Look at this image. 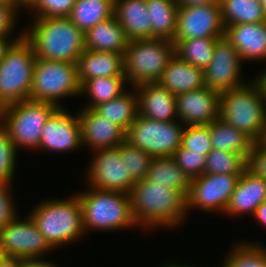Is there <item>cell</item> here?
Segmentation results:
<instances>
[{
    "label": "cell",
    "instance_id": "40",
    "mask_svg": "<svg viewBox=\"0 0 266 267\" xmlns=\"http://www.w3.org/2000/svg\"><path fill=\"white\" fill-rule=\"evenodd\" d=\"M172 157L177 166H179L190 179L201 176L204 173L207 157L204 154L191 152L187 148H178Z\"/></svg>",
    "mask_w": 266,
    "mask_h": 267
},
{
    "label": "cell",
    "instance_id": "29",
    "mask_svg": "<svg viewBox=\"0 0 266 267\" xmlns=\"http://www.w3.org/2000/svg\"><path fill=\"white\" fill-rule=\"evenodd\" d=\"M151 22V38L173 41L176 32L178 7L173 0H146Z\"/></svg>",
    "mask_w": 266,
    "mask_h": 267
},
{
    "label": "cell",
    "instance_id": "16",
    "mask_svg": "<svg viewBox=\"0 0 266 267\" xmlns=\"http://www.w3.org/2000/svg\"><path fill=\"white\" fill-rule=\"evenodd\" d=\"M64 107H58L43 127L40 144L36 150L68 153L82 147L81 126L78 113L72 115Z\"/></svg>",
    "mask_w": 266,
    "mask_h": 267
},
{
    "label": "cell",
    "instance_id": "53",
    "mask_svg": "<svg viewBox=\"0 0 266 267\" xmlns=\"http://www.w3.org/2000/svg\"><path fill=\"white\" fill-rule=\"evenodd\" d=\"M259 1L264 7V16H265V22H266V0H259Z\"/></svg>",
    "mask_w": 266,
    "mask_h": 267
},
{
    "label": "cell",
    "instance_id": "50",
    "mask_svg": "<svg viewBox=\"0 0 266 267\" xmlns=\"http://www.w3.org/2000/svg\"><path fill=\"white\" fill-rule=\"evenodd\" d=\"M0 5L11 6V7H20L17 0H0Z\"/></svg>",
    "mask_w": 266,
    "mask_h": 267
},
{
    "label": "cell",
    "instance_id": "43",
    "mask_svg": "<svg viewBox=\"0 0 266 267\" xmlns=\"http://www.w3.org/2000/svg\"><path fill=\"white\" fill-rule=\"evenodd\" d=\"M21 12V7H11L0 5V36L13 37L12 34L16 30L15 25L18 24V12Z\"/></svg>",
    "mask_w": 266,
    "mask_h": 267
},
{
    "label": "cell",
    "instance_id": "34",
    "mask_svg": "<svg viewBox=\"0 0 266 267\" xmlns=\"http://www.w3.org/2000/svg\"><path fill=\"white\" fill-rule=\"evenodd\" d=\"M226 254L222 267H265L266 246L258 242H238Z\"/></svg>",
    "mask_w": 266,
    "mask_h": 267
},
{
    "label": "cell",
    "instance_id": "44",
    "mask_svg": "<svg viewBox=\"0 0 266 267\" xmlns=\"http://www.w3.org/2000/svg\"><path fill=\"white\" fill-rule=\"evenodd\" d=\"M178 8L220 4V0H173Z\"/></svg>",
    "mask_w": 266,
    "mask_h": 267
},
{
    "label": "cell",
    "instance_id": "13",
    "mask_svg": "<svg viewBox=\"0 0 266 267\" xmlns=\"http://www.w3.org/2000/svg\"><path fill=\"white\" fill-rule=\"evenodd\" d=\"M93 157L86 170L89 187L103 191L129 194L136 182L127 172L117 147L92 152Z\"/></svg>",
    "mask_w": 266,
    "mask_h": 267
},
{
    "label": "cell",
    "instance_id": "30",
    "mask_svg": "<svg viewBox=\"0 0 266 267\" xmlns=\"http://www.w3.org/2000/svg\"><path fill=\"white\" fill-rule=\"evenodd\" d=\"M114 16V0H76L68 17L84 33Z\"/></svg>",
    "mask_w": 266,
    "mask_h": 267
},
{
    "label": "cell",
    "instance_id": "39",
    "mask_svg": "<svg viewBox=\"0 0 266 267\" xmlns=\"http://www.w3.org/2000/svg\"><path fill=\"white\" fill-rule=\"evenodd\" d=\"M76 0H36L28 9L33 17H69Z\"/></svg>",
    "mask_w": 266,
    "mask_h": 267
},
{
    "label": "cell",
    "instance_id": "20",
    "mask_svg": "<svg viewBox=\"0 0 266 267\" xmlns=\"http://www.w3.org/2000/svg\"><path fill=\"white\" fill-rule=\"evenodd\" d=\"M135 88L138 100V114L157 121L178 120L176 96L158 82L144 83Z\"/></svg>",
    "mask_w": 266,
    "mask_h": 267
},
{
    "label": "cell",
    "instance_id": "3",
    "mask_svg": "<svg viewBox=\"0 0 266 267\" xmlns=\"http://www.w3.org/2000/svg\"><path fill=\"white\" fill-rule=\"evenodd\" d=\"M253 78L220 93L219 118L258 142L266 129V91L259 78Z\"/></svg>",
    "mask_w": 266,
    "mask_h": 267
},
{
    "label": "cell",
    "instance_id": "9",
    "mask_svg": "<svg viewBox=\"0 0 266 267\" xmlns=\"http://www.w3.org/2000/svg\"><path fill=\"white\" fill-rule=\"evenodd\" d=\"M81 96L77 64L36 58L30 100L63 107L61 100Z\"/></svg>",
    "mask_w": 266,
    "mask_h": 267
},
{
    "label": "cell",
    "instance_id": "37",
    "mask_svg": "<svg viewBox=\"0 0 266 267\" xmlns=\"http://www.w3.org/2000/svg\"><path fill=\"white\" fill-rule=\"evenodd\" d=\"M191 152L202 153L205 156L213 149L211 145L210 128L208 125H187L182 134L181 146Z\"/></svg>",
    "mask_w": 266,
    "mask_h": 267
},
{
    "label": "cell",
    "instance_id": "15",
    "mask_svg": "<svg viewBox=\"0 0 266 267\" xmlns=\"http://www.w3.org/2000/svg\"><path fill=\"white\" fill-rule=\"evenodd\" d=\"M242 60L237 50L224 38L214 47L213 57L204 69L205 86L219 93L246 84L242 77Z\"/></svg>",
    "mask_w": 266,
    "mask_h": 267
},
{
    "label": "cell",
    "instance_id": "11",
    "mask_svg": "<svg viewBox=\"0 0 266 267\" xmlns=\"http://www.w3.org/2000/svg\"><path fill=\"white\" fill-rule=\"evenodd\" d=\"M242 174H205L191 179L189 193L186 197V209L195 208L206 213L224 215L232 193ZM194 208V209H193Z\"/></svg>",
    "mask_w": 266,
    "mask_h": 267
},
{
    "label": "cell",
    "instance_id": "45",
    "mask_svg": "<svg viewBox=\"0 0 266 267\" xmlns=\"http://www.w3.org/2000/svg\"><path fill=\"white\" fill-rule=\"evenodd\" d=\"M23 267H59L58 264H54L50 260L43 258H23Z\"/></svg>",
    "mask_w": 266,
    "mask_h": 267
},
{
    "label": "cell",
    "instance_id": "21",
    "mask_svg": "<svg viewBox=\"0 0 266 267\" xmlns=\"http://www.w3.org/2000/svg\"><path fill=\"white\" fill-rule=\"evenodd\" d=\"M265 200L266 180L255 176L246 168L238 180L224 215L239 217L248 213L253 216L257 207Z\"/></svg>",
    "mask_w": 266,
    "mask_h": 267
},
{
    "label": "cell",
    "instance_id": "47",
    "mask_svg": "<svg viewBox=\"0 0 266 267\" xmlns=\"http://www.w3.org/2000/svg\"><path fill=\"white\" fill-rule=\"evenodd\" d=\"M0 267H23V258L0 255Z\"/></svg>",
    "mask_w": 266,
    "mask_h": 267
},
{
    "label": "cell",
    "instance_id": "49",
    "mask_svg": "<svg viewBox=\"0 0 266 267\" xmlns=\"http://www.w3.org/2000/svg\"><path fill=\"white\" fill-rule=\"evenodd\" d=\"M36 0H17L21 8L28 9Z\"/></svg>",
    "mask_w": 266,
    "mask_h": 267
},
{
    "label": "cell",
    "instance_id": "8",
    "mask_svg": "<svg viewBox=\"0 0 266 267\" xmlns=\"http://www.w3.org/2000/svg\"><path fill=\"white\" fill-rule=\"evenodd\" d=\"M35 54L24 38L13 42L0 62V109L24 100H30Z\"/></svg>",
    "mask_w": 266,
    "mask_h": 267
},
{
    "label": "cell",
    "instance_id": "41",
    "mask_svg": "<svg viewBox=\"0 0 266 267\" xmlns=\"http://www.w3.org/2000/svg\"><path fill=\"white\" fill-rule=\"evenodd\" d=\"M11 183L0 182V229H3L17 215V208L14 207L13 193ZM11 190V191H9Z\"/></svg>",
    "mask_w": 266,
    "mask_h": 267
},
{
    "label": "cell",
    "instance_id": "28",
    "mask_svg": "<svg viewBox=\"0 0 266 267\" xmlns=\"http://www.w3.org/2000/svg\"><path fill=\"white\" fill-rule=\"evenodd\" d=\"M145 179L174 188L185 197L189 193L191 179L177 166L172 156L153 158Z\"/></svg>",
    "mask_w": 266,
    "mask_h": 267
},
{
    "label": "cell",
    "instance_id": "24",
    "mask_svg": "<svg viewBox=\"0 0 266 267\" xmlns=\"http://www.w3.org/2000/svg\"><path fill=\"white\" fill-rule=\"evenodd\" d=\"M85 49L124 55L129 38L115 16L97 23L84 33Z\"/></svg>",
    "mask_w": 266,
    "mask_h": 267
},
{
    "label": "cell",
    "instance_id": "2",
    "mask_svg": "<svg viewBox=\"0 0 266 267\" xmlns=\"http://www.w3.org/2000/svg\"><path fill=\"white\" fill-rule=\"evenodd\" d=\"M23 37L32 45L36 58L77 64L85 50L84 32L68 17H33Z\"/></svg>",
    "mask_w": 266,
    "mask_h": 267
},
{
    "label": "cell",
    "instance_id": "54",
    "mask_svg": "<svg viewBox=\"0 0 266 267\" xmlns=\"http://www.w3.org/2000/svg\"><path fill=\"white\" fill-rule=\"evenodd\" d=\"M261 141L266 145V129H265V132H264V135Z\"/></svg>",
    "mask_w": 266,
    "mask_h": 267
},
{
    "label": "cell",
    "instance_id": "6",
    "mask_svg": "<svg viewBox=\"0 0 266 267\" xmlns=\"http://www.w3.org/2000/svg\"><path fill=\"white\" fill-rule=\"evenodd\" d=\"M174 56L175 45L170 40H131L123 55L124 75L129 87L158 82Z\"/></svg>",
    "mask_w": 266,
    "mask_h": 267
},
{
    "label": "cell",
    "instance_id": "22",
    "mask_svg": "<svg viewBox=\"0 0 266 267\" xmlns=\"http://www.w3.org/2000/svg\"><path fill=\"white\" fill-rule=\"evenodd\" d=\"M77 72L81 86L97 77L125 76L123 54L85 49L78 58Z\"/></svg>",
    "mask_w": 266,
    "mask_h": 267
},
{
    "label": "cell",
    "instance_id": "19",
    "mask_svg": "<svg viewBox=\"0 0 266 267\" xmlns=\"http://www.w3.org/2000/svg\"><path fill=\"white\" fill-rule=\"evenodd\" d=\"M224 38L237 50L242 62H266V22L225 26Z\"/></svg>",
    "mask_w": 266,
    "mask_h": 267
},
{
    "label": "cell",
    "instance_id": "18",
    "mask_svg": "<svg viewBox=\"0 0 266 267\" xmlns=\"http://www.w3.org/2000/svg\"><path fill=\"white\" fill-rule=\"evenodd\" d=\"M78 113L82 146L92 152L115 148L126 140V132L117 124L97 114L93 109L82 108Z\"/></svg>",
    "mask_w": 266,
    "mask_h": 267
},
{
    "label": "cell",
    "instance_id": "38",
    "mask_svg": "<svg viewBox=\"0 0 266 267\" xmlns=\"http://www.w3.org/2000/svg\"><path fill=\"white\" fill-rule=\"evenodd\" d=\"M18 149L0 124V182L12 183Z\"/></svg>",
    "mask_w": 266,
    "mask_h": 267
},
{
    "label": "cell",
    "instance_id": "48",
    "mask_svg": "<svg viewBox=\"0 0 266 267\" xmlns=\"http://www.w3.org/2000/svg\"><path fill=\"white\" fill-rule=\"evenodd\" d=\"M252 217L261 224V227H266V200L257 207Z\"/></svg>",
    "mask_w": 266,
    "mask_h": 267
},
{
    "label": "cell",
    "instance_id": "5",
    "mask_svg": "<svg viewBox=\"0 0 266 267\" xmlns=\"http://www.w3.org/2000/svg\"><path fill=\"white\" fill-rule=\"evenodd\" d=\"M76 195L82 207L83 228L89 231H115L137 226L129 194L86 187Z\"/></svg>",
    "mask_w": 266,
    "mask_h": 267
},
{
    "label": "cell",
    "instance_id": "51",
    "mask_svg": "<svg viewBox=\"0 0 266 267\" xmlns=\"http://www.w3.org/2000/svg\"><path fill=\"white\" fill-rule=\"evenodd\" d=\"M257 77L262 82L263 87L265 88V91H266V67H265V70H262L261 72H259Z\"/></svg>",
    "mask_w": 266,
    "mask_h": 267
},
{
    "label": "cell",
    "instance_id": "42",
    "mask_svg": "<svg viewBox=\"0 0 266 267\" xmlns=\"http://www.w3.org/2000/svg\"><path fill=\"white\" fill-rule=\"evenodd\" d=\"M246 168L255 176L266 180V145L262 141L254 142L247 157Z\"/></svg>",
    "mask_w": 266,
    "mask_h": 267
},
{
    "label": "cell",
    "instance_id": "26",
    "mask_svg": "<svg viewBox=\"0 0 266 267\" xmlns=\"http://www.w3.org/2000/svg\"><path fill=\"white\" fill-rule=\"evenodd\" d=\"M212 148L241 154L246 160L254 141L244 132L218 118L209 125Z\"/></svg>",
    "mask_w": 266,
    "mask_h": 267
},
{
    "label": "cell",
    "instance_id": "52",
    "mask_svg": "<svg viewBox=\"0 0 266 267\" xmlns=\"http://www.w3.org/2000/svg\"><path fill=\"white\" fill-rule=\"evenodd\" d=\"M160 267H195V266H191V265H188V264H178V262L175 264V263H166Z\"/></svg>",
    "mask_w": 266,
    "mask_h": 267
},
{
    "label": "cell",
    "instance_id": "36",
    "mask_svg": "<svg viewBox=\"0 0 266 267\" xmlns=\"http://www.w3.org/2000/svg\"><path fill=\"white\" fill-rule=\"evenodd\" d=\"M117 148L131 177L135 181L145 179L153 157L149 153L131 145L126 140L118 145Z\"/></svg>",
    "mask_w": 266,
    "mask_h": 267
},
{
    "label": "cell",
    "instance_id": "31",
    "mask_svg": "<svg viewBox=\"0 0 266 267\" xmlns=\"http://www.w3.org/2000/svg\"><path fill=\"white\" fill-rule=\"evenodd\" d=\"M127 83L126 76L97 77L87 80L81 86V95L87 94L90 101L83 108L93 109L101 103L119 97L128 90Z\"/></svg>",
    "mask_w": 266,
    "mask_h": 267
},
{
    "label": "cell",
    "instance_id": "10",
    "mask_svg": "<svg viewBox=\"0 0 266 267\" xmlns=\"http://www.w3.org/2000/svg\"><path fill=\"white\" fill-rule=\"evenodd\" d=\"M184 127L179 120L157 121L138 114L126 131V141L153 158L173 156L181 146Z\"/></svg>",
    "mask_w": 266,
    "mask_h": 267
},
{
    "label": "cell",
    "instance_id": "46",
    "mask_svg": "<svg viewBox=\"0 0 266 267\" xmlns=\"http://www.w3.org/2000/svg\"><path fill=\"white\" fill-rule=\"evenodd\" d=\"M19 34L15 38L0 36V62L2 61L6 50L11 46V44L23 37V30L18 32Z\"/></svg>",
    "mask_w": 266,
    "mask_h": 267
},
{
    "label": "cell",
    "instance_id": "4",
    "mask_svg": "<svg viewBox=\"0 0 266 267\" xmlns=\"http://www.w3.org/2000/svg\"><path fill=\"white\" fill-rule=\"evenodd\" d=\"M68 198H48L27 213L54 250L86 236L79 199L76 194Z\"/></svg>",
    "mask_w": 266,
    "mask_h": 267
},
{
    "label": "cell",
    "instance_id": "32",
    "mask_svg": "<svg viewBox=\"0 0 266 267\" xmlns=\"http://www.w3.org/2000/svg\"><path fill=\"white\" fill-rule=\"evenodd\" d=\"M220 5L224 26L265 22L259 0H220Z\"/></svg>",
    "mask_w": 266,
    "mask_h": 267
},
{
    "label": "cell",
    "instance_id": "23",
    "mask_svg": "<svg viewBox=\"0 0 266 267\" xmlns=\"http://www.w3.org/2000/svg\"><path fill=\"white\" fill-rule=\"evenodd\" d=\"M158 83L175 96L205 86L204 70L175 55L165 68Z\"/></svg>",
    "mask_w": 266,
    "mask_h": 267
},
{
    "label": "cell",
    "instance_id": "33",
    "mask_svg": "<svg viewBox=\"0 0 266 267\" xmlns=\"http://www.w3.org/2000/svg\"><path fill=\"white\" fill-rule=\"evenodd\" d=\"M220 38H195L180 40L175 44V55L198 68L205 69L213 57Z\"/></svg>",
    "mask_w": 266,
    "mask_h": 267
},
{
    "label": "cell",
    "instance_id": "12",
    "mask_svg": "<svg viewBox=\"0 0 266 267\" xmlns=\"http://www.w3.org/2000/svg\"><path fill=\"white\" fill-rule=\"evenodd\" d=\"M20 218L18 214L0 229V255L40 258L54 251L29 215Z\"/></svg>",
    "mask_w": 266,
    "mask_h": 267
},
{
    "label": "cell",
    "instance_id": "27",
    "mask_svg": "<svg viewBox=\"0 0 266 267\" xmlns=\"http://www.w3.org/2000/svg\"><path fill=\"white\" fill-rule=\"evenodd\" d=\"M129 90L131 91L127 90L119 97L93 108L97 114L117 124L125 132L138 116V100L135 88L132 87Z\"/></svg>",
    "mask_w": 266,
    "mask_h": 267
},
{
    "label": "cell",
    "instance_id": "17",
    "mask_svg": "<svg viewBox=\"0 0 266 267\" xmlns=\"http://www.w3.org/2000/svg\"><path fill=\"white\" fill-rule=\"evenodd\" d=\"M220 93L204 86L176 95L178 120L187 125H209L219 118Z\"/></svg>",
    "mask_w": 266,
    "mask_h": 267
},
{
    "label": "cell",
    "instance_id": "1",
    "mask_svg": "<svg viewBox=\"0 0 266 267\" xmlns=\"http://www.w3.org/2000/svg\"><path fill=\"white\" fill-rule=\"evenodd\" d=\"M129 198L135 223L143 230L175 229L188 217L186 197L174 188L143 179L134 183Z\"/></svg>",
    "mask_w": 266,
    "mask_h": 267
},
{
    "label": "cell",
    "instance_id": "14",
    "mask_svg": "<svg viewBox=\"0 0 266 267\" xmlns=\"http://www.w3.org/2000/svg\"><path fill=\"white\" fill-rule=\"evenodd\" d=\"M225 26L221 5H201L178 8L174 45L180 40L222 38Z\"/></svg>",
    "mask_w": 266,
    "mask_h": 267
},
{
    "label": "cell",
    "instance_id": "35",
    "mask_svg": "<svg viewBox=\"0 0 266 267\" xmlns=\"http://www.w3.org/2000/svg\"><path fill=\"white\" fill-rule=\"evenodd\" d=\"M247 160L238 153L213 148L206 157L205 174H242Z\"/></svg>",
    "mask_w": 266,
    "mask_h": 267
},
{
    "label": "cell",
    "instance_id": "7",
    "mask_svg": "<svg viewBox=\"0 0 266 267\" xmlns=\"http://www.w3.org/2000/svg\"><path fill=\"white\" fill-rule=\"evenodd\" d=\"M58 107L49 102L24 100L0 109V124L17 149L35 150L44 125Z\"/></svg>",
    "mask_w": 266,
    "mask_h": 267
},
{
    "label": "cell",
    "instance_id": "25",
    "mask_svg": "<svg viewBox=\"0 0 266 267\" xmlns=\"http://www.w3.org/2000/svg\"><path fill=\"white\" fill-rule=\"evenodd\" d=\"M114 16L129 40L151 39L146 0H114Z\"/></svg>",
    "mask_w": 266,
    "mask_h": 267
}]
</instances>
